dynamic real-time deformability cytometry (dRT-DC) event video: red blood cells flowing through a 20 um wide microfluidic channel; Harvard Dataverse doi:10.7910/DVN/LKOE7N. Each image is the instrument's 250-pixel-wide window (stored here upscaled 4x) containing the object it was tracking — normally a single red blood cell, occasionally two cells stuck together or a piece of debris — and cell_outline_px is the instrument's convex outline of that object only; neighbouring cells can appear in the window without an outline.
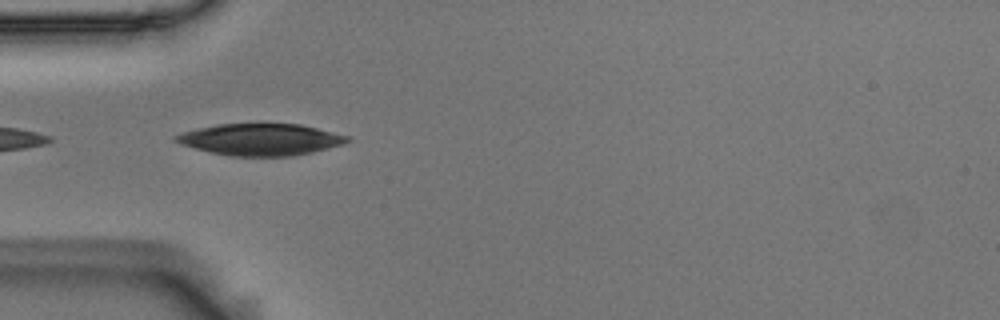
{"species": "Egyptian fruit bat (a non-hibernating species)", "species_latin": "Rousettus aegyptiacus", "temperature_condition": "room temperature", "stored_images_in_passage": 2, "camera_frame_rate_fps": 3000, "um_per_image_px": 0.085, "animal": {"sex": "male"}, "frame": {"image": 1, "passage_image": 1, "time_ms": 0.0, "image_size_px": [1000, 320], "cell_outline_px": [[352, 140], [344, 144], [312, 152], [292, 156], [232, 156], [212, 152], [180, 144], [172, 140], [172, 136], [196, 128], [220, 124], [300, 124], [348, 136]], "centroid_in_image_um": [22.13, 11.86], "position_along_channel_um": 62.9, "area_um2": 31.5}}
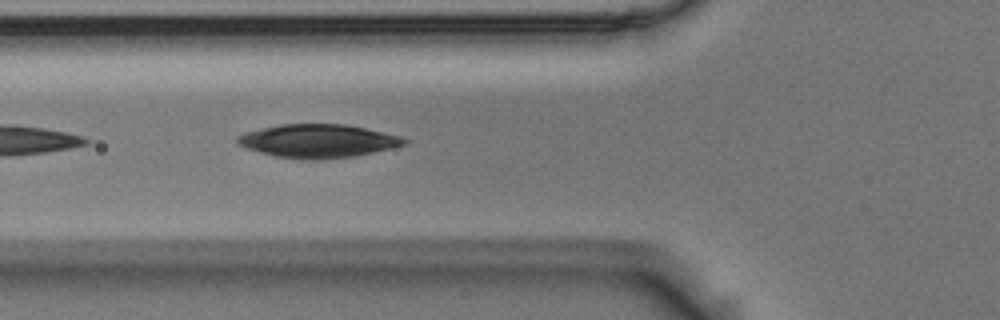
{"frame": {"image": 2, "passage_image": 2, "time_ms": 0.333, "image_size_px": [1000, 320], "cell_outline_px": [[412, 140], [408, 144], [356, 156], [312, 160], [276, 156], [244, 148], [236, 144], [236, 136], [244, 132], [260, 128], [280, 124], [344, 124], [404, 136]], "centroid_in_image_um": [27.04, 11.97], "position_along_channel_um": 98.8, "area_um2": 32.71}}